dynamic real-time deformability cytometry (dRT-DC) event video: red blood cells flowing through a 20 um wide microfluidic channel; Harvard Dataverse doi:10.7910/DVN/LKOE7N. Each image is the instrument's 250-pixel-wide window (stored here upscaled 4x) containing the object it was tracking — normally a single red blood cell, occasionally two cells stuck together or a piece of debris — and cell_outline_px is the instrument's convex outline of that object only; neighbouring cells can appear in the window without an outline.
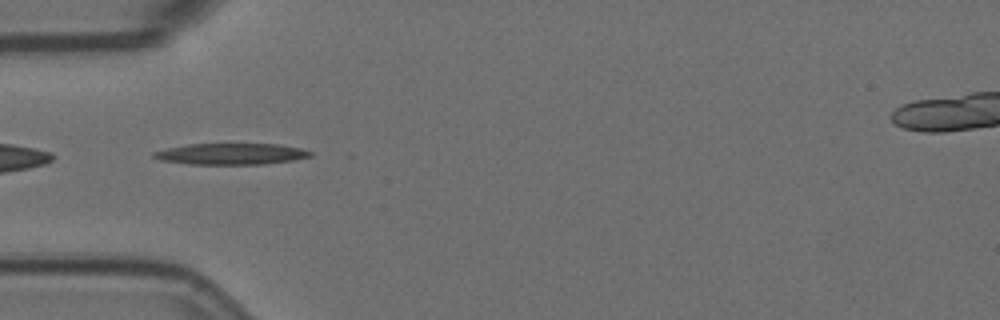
{"species": "Egyptian fruit bat (a non-hibernating species)", "species_latin": "Rousettus aegyptiacus", "temperature_condition": "room temperature", "stored_images_in_passage": 14, "camera_frame_rate_fps": 3000, "um_per_image_px": 0.085, "animal": {"sex": "female"}, "frame": {"image": 1, "passage_image": 1, "time_ms": 0.0, "image_size_px": [1000, 320], "cell_outline_px": [[312, 156], [292, 160], [264, 164], [188, 164], [160, 160], [152, 156], [152, 152], [168, 148], [188, 144], [276, 144], [300, 148], [312, 152]], "centroid_in_image_um": [19.62, 13.08], "position_along_channel_um": 65.4, "area_um2": 19.25}}
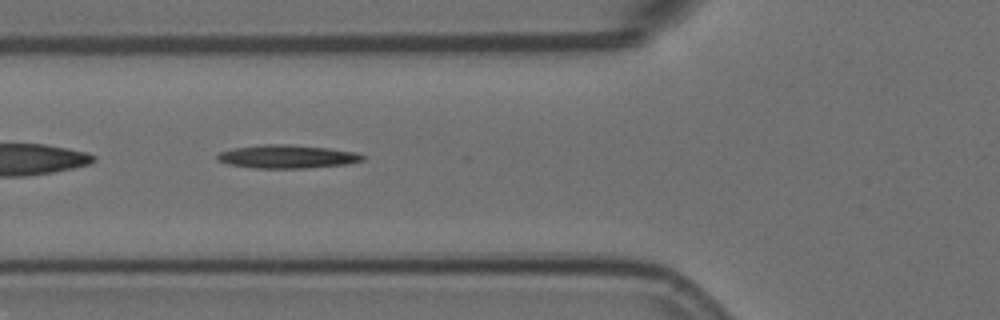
{"frame": {"image": 2, "passage_image": 4, "time_ms": 1.0, "image_size_px": [1000, 320], "cell_outline_px": [[368, 156], [364, 160], [348, 164], [304, 168], [252, 168], [228, 164], [216, 160], [216, 156], [220, 152], [232, 148], [264, 144], [288, 144], [328, 148], [356, 152]], "centroid_in_image_um": [24.42, 13.31], "position_along_channel_um": 101.4, "area_um2": 19.94}}